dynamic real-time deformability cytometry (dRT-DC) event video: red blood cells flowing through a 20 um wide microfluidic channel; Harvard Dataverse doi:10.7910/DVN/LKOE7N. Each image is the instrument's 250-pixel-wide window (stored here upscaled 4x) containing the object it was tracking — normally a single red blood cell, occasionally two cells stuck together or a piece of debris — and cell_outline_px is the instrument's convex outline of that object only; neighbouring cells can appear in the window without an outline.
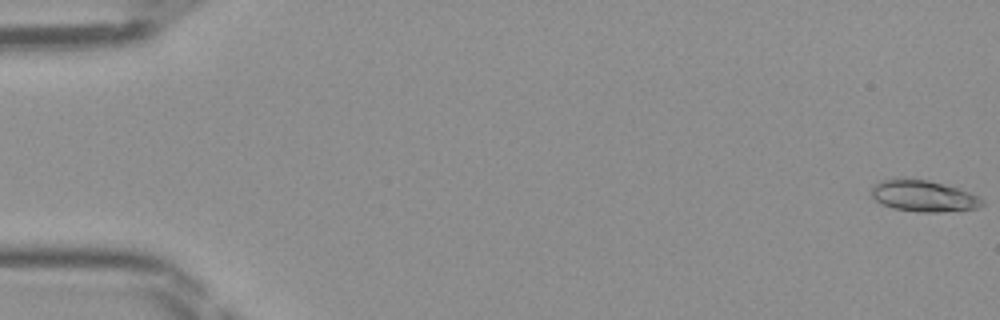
{"species": "Egyptian fruit bat (a non-hibernating species)", "species_latin": "Rousettus aegyptiacus", "temperature_condition": "room temperature", "stored_images_in_passage": 48, "camera_frame_rate_fps": 3000, "um_per_image_px": 0.085, "frame": {"image": 1, "passage_image": 1, "time_ms": 0.0, "image_size_px": [1000, 320], "cell_outline_px": [[984, 204], [976, 208], [940, 212], [916, 212], [892, 208], [880, 204], [872, 196], [872, 188], [880, 180], [904, 176], [928, 180], [960, 188], [980, 196], [984, 200]], "centroid_in_image_um": [78.49, 16.63], "position_along_channel_um": 6.5, "area_um2": 20.75}}
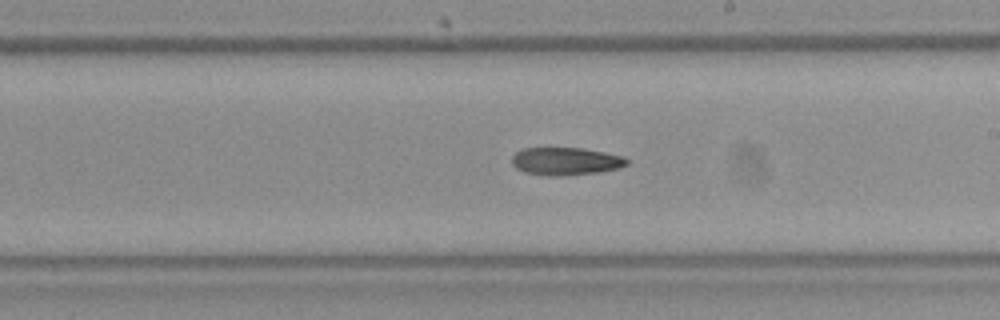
{"frame": {"image": 2, "passage_image": 28, "time_ms": 9.0, "image_size_px": [1000, 320], "cell_outline_px": [[628, 164], [620, 168], [600, 172], [564, 176], [548, 176], [524, 172], [516, 168], [512, 164], [512, 156], [520, 148], [584, 148], [624, 156], [628, 160]], "centroid_in_image_um": [48.09, 13.71], "position_along_channel_um": 240.9, "area_um2": 18.84}}
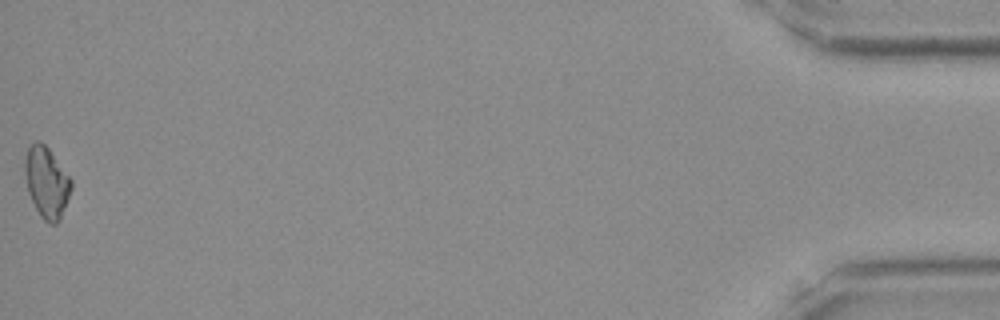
{"frame": {"image": 3, "passage_image": 48, "time_ms": 15.667, "image_size_px": [1000, 320], "cell_outline_px": [[72, 188], [60, 220], [56, 224], [48, 224], [40, 216], [28, 192], [24, 172], [24, 160], [28, 148], [36, 140], [40, 140], [48, 148], [72, 180]], "centroid_in_image_um": [3.96, 15.51], "position_along_channel_um": 431.2, "area_um2": 19.13}}